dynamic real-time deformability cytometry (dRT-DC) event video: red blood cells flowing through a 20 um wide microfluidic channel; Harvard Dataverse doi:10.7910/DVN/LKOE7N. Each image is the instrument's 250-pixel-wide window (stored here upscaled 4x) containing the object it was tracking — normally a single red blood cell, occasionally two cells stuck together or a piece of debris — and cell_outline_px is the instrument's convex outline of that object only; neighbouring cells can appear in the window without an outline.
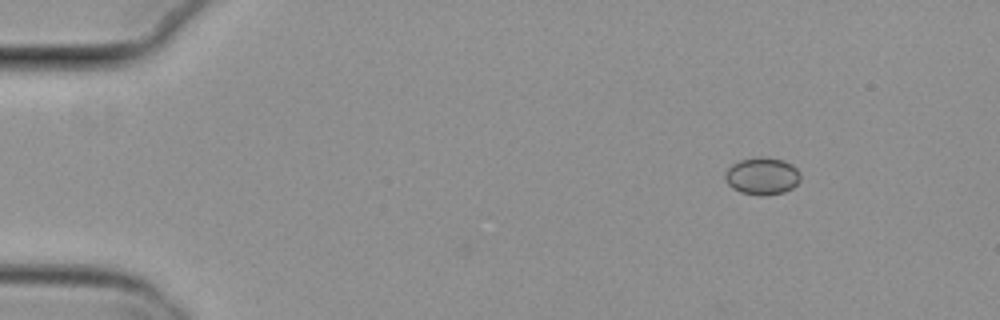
{"species": "common noctule bat (a hibernating species)", "species_latin": "Nyctalus noctula", "temperature_condition": "cold", "stored_images_in_passage": 49, "camera_frame_rate_fps": 3000, "um_per_image_px": 0.085, "animal": {"sex": "female", "body_mass_g": 29.2, "forearm_length_mm": 56.3}, "frame": {"image": 1, "passage_image": 1, "time_ms": 0.0, "image_size_px": [1000, 320], "cell_outline_px": [[800, 180], [792, 188], [784, 192], [764, 196], [760, 196], [740, 192], [732, 188], [728, 184], [724, 176], [724, 172], [732, 164], [740, 160], [784, 160], [792, 164], [800, 172]], "centroid_in_image_um": [64.78, 15.02], "position_along_channel_um": 20.2, "area_um2": 15.9}}
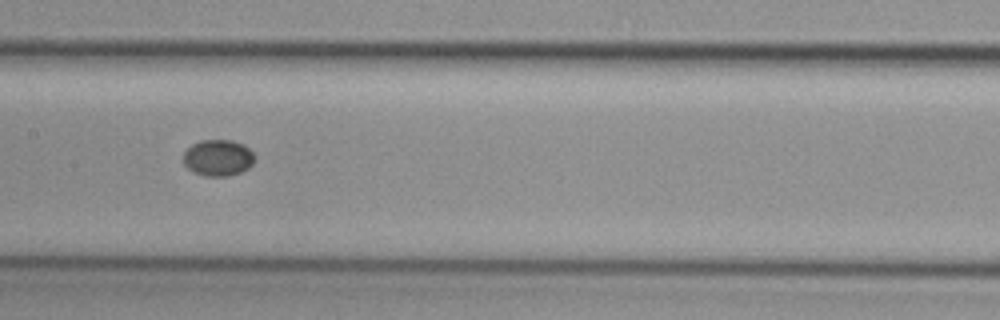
{"frame": {"image": 2, "passage_image": 22, "time_ms": 7.0, "image_size_px": [1000, 320], "cell_outline_px": [[256, 156], [252, 164], [248, 168], [240, 172], [228, 176], [204, 176], [192, 172], [184, 164], [184, 152], [192, 144], [200, 140], [232, 140], [244, 144]], "centroid_in_image_um": [18.54, 13.41], "position_along_channel_um": 188.9, "area_um2": 15.2}}
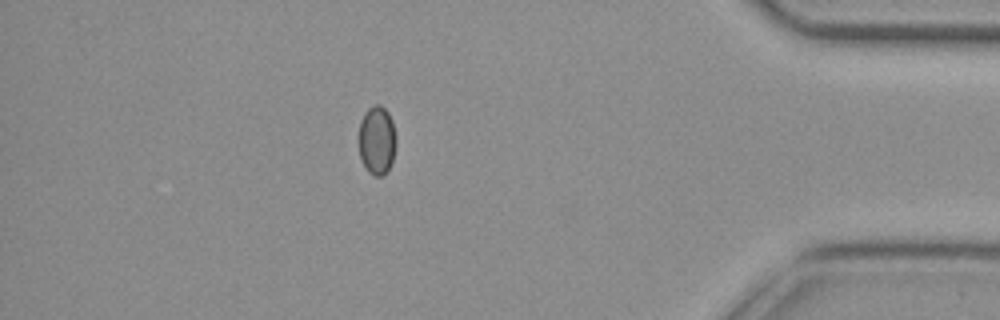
{"frame": {"image": 3, "passage_image": 42, "time_ms": 13.667, "image_size_px": [1000, 320], "cell_outline_px": [[396, 144], [392, 160], [388, 168], [380, 176], [372, 176], [368, 172], [360, 156], [360, 120], [364, 112], [368, 108], [376, 104], [380, 104], [388, 112], [392, 120], [396, 140]], "centroid_in_image_um": [32.04, 11.89], "position_along_channel_um": 403.2, "area_um2": 14.74}}